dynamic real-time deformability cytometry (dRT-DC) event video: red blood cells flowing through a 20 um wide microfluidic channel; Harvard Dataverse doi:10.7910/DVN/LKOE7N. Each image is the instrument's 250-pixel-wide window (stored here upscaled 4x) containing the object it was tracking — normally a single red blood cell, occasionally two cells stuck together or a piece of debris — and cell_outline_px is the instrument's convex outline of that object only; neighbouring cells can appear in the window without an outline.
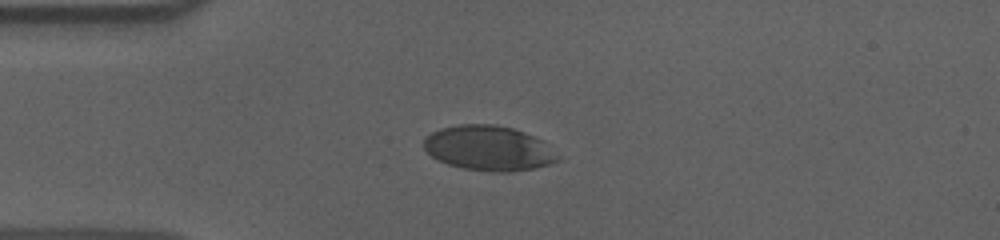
{"species": "human", "species_latin": "Homo sapiens", "temperature_condition": "cold", "stored_images_in_passage": 43, "camera_frame_rate_fps": 3000, "um_per_image_px": 0.085, "donor": {"sex": "male"}, "frame": {"image": 1, "passage_image": 1, "time_ms": 0.0, "image_size_px": [1000, 240], "cell_outline_px": [[560, 160], [536, 168], [512, 172], [492, 172], [464, 168], [448, 164], [436, 160], [424, 148], [424, 140], [432, 132], [440, 128], [460, 124], [496, 124], [512, 128], [524, 132], [544, 140]], "centroid_in_image_um": [41.54, 12.59], "position_along_channel_um": 43.5, "area_um2": 35.08}}
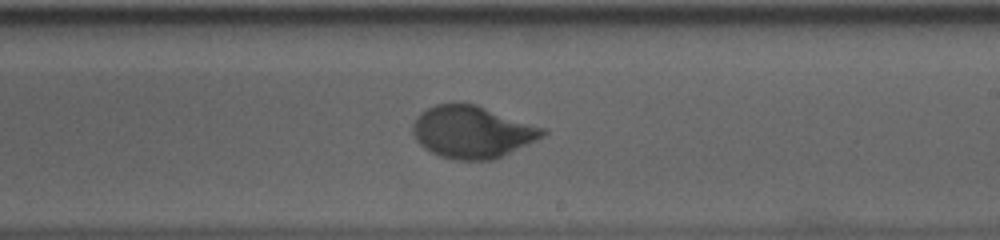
{"frame": {"image": 2, "passage_image": 20, "time_ms": 6.333, "image_size_px": [1000, 240], "cell_outline_px": [[548, 132], [544, 136], [492, 160], [452, 160], [440, 156], [424, 148], [416, 140], [412, 132], [412, 124], [416, 116], [420, 112], [436, 104], [456, 100], [476, 104], [548, 128]], "centroid_in_image_um": [40.12, 11.17], "position_along_channel_um": 248.9, "area_um2": 40.17}}
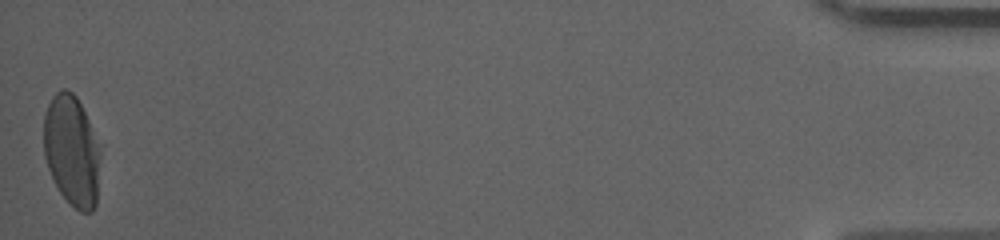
{"frame": {"image": 3, "passage_image": 43, "time_ms": 14.0, "image_size_px": [1000, 240], "cell_outline_px": [[100, 156], [96, 204], [92, 212], [80, 212], [60, 192], [48, 168], [44, 156], [44, 116], [48, 104], [52, 96], [60, 88], [68, 88], [76, 96], [100, 144]], "centroid_in_image_um": [6.1, 12.78], "position_along_channel_um": 429.1, "area_um2": 36.47}, "authors_computed_cell_mechanics": {"area_um2": 37.8012, "velocity_mm_per_s": 3.5919, "shape_relaxation_time_tau1_ms": 3.2673, "shape_relaxation_time_tau2_ms": null, "deformation_change_tau1": 0.1413, "deformation_change_tau2": null}}